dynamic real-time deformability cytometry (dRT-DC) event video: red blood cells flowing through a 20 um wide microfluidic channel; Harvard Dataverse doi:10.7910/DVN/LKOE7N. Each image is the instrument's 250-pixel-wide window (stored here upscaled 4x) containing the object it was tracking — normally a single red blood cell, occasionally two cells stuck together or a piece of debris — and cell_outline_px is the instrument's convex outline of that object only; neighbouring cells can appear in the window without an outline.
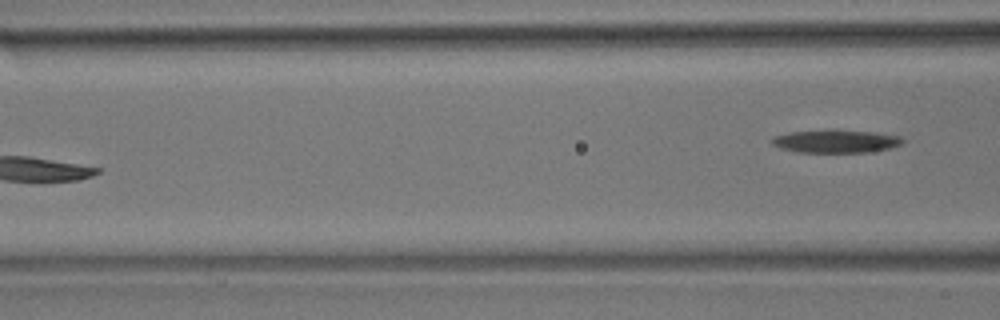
{"species": "common noctule bat (a hibernating species)", "species_latin": "Nyctalus noctula", "temperature_condition": "room temperature", "stored_images_in_passage": 4, "camera_frame_rate_fps": 3000, "um_per_image_px": 0.085, "animal": {"sex": "male", "body_mass_g": 17.9}, "frame": {"image": 1, "passage_image": 4, "time_ms": 1.0, "image_size_px": [1000, 320], "cell_outline_px": [[904, 140], [900, 144], [888, 148], [868, 152], [796, 152], [780, 148], [772, 144], [768, 140], [772, 136], [788, 132], [828, 128], [832, 128], [872, 132], [900, 136]], "centroid_in_image_um": [70.93, 11.98], "position_along_channel_um": 95.7, "area_um2": 17.98}}